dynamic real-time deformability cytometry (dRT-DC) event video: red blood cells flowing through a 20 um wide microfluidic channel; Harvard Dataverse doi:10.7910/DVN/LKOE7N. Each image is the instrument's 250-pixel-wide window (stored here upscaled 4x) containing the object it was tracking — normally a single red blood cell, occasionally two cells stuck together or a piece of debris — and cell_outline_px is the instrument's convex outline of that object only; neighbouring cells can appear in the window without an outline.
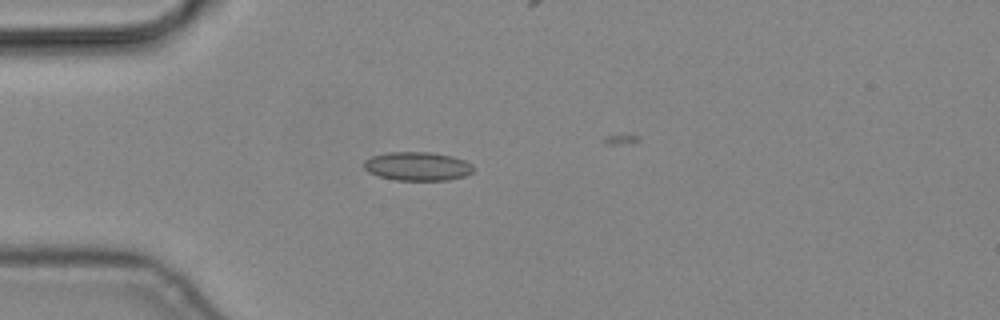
{"species": "common noctule bat (a hibernating species)", "species_latin": "Nyctalus noctula", "temperature_condition": "cold", "stored_images_in_passage": 5, "camera_frame_rate_fps": 3000, "um_per_image_px": 0.085, "animal": {"sex": "male", "body_mass_g": 19.2, "forearm_length_mm": 51.8}, "frame": {"image": 1, "passage_image": 4, "time_ms": 1.0, "image_size_px": [1000, 320], "cell_outline_px": [[472, 172], [464, 176], [448, 180], [396, 180], [380, 176], [368, 172], [364, 168], [364, 160], [372, 156], [388, 152], [428, 152], [452, 156], [464, 160], [472, 164]], "centroid_in_image_um": [35.47, 14.13], "position_along_channel_um": 49.5, "area_um2": 18.21}}